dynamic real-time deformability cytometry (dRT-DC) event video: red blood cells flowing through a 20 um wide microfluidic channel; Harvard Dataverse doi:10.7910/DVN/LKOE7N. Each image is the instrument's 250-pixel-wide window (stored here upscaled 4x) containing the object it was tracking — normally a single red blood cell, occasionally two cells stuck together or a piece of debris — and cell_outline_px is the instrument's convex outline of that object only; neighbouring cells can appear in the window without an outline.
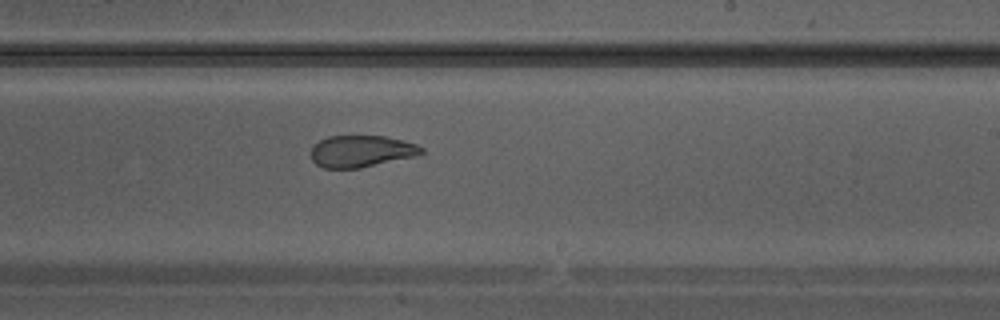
{"species": "Egyptian fruit bat (a non-hibernating species)", "species_latin": "Rousettus aegyptiacus", "temperature_condition": "warm", "stored_images_in_passage": 27, "camera_frame_rate_fps": 3000, "um_per_image_px": 0.085, "animal": {"sex": "male"}, "frame": {"image": 1, "passage_image": 16, "time_ms": 5.0, "image_size_px": [1000, 320], "cell_outline_px": [[424, 152], [420, 156], [360, 168], [324, 168], [316, 164], [312, 160], [312, 144], [328, 136], [384, 136], [416, 144], [424, 148]], "centroid_in_image_um": [30.74, 12.86], "position_along_channel_um": 258.3, "area_um2": 20.63}}